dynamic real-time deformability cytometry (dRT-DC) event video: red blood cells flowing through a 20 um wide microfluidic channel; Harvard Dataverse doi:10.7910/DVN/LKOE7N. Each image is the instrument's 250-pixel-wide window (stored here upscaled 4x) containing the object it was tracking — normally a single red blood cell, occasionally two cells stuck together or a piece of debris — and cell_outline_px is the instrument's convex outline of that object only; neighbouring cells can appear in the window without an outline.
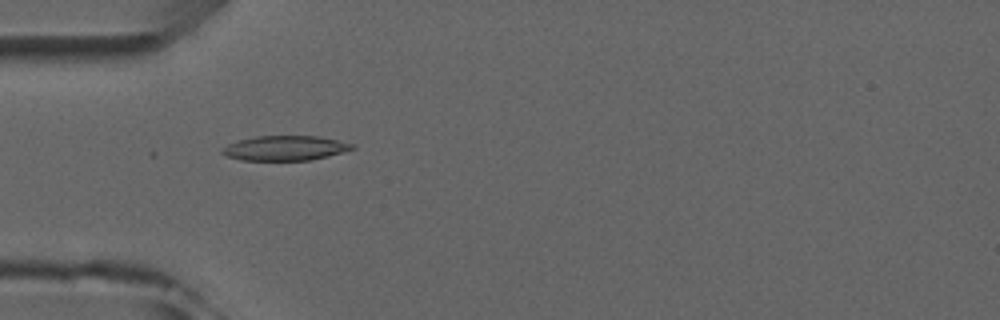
{"species": "common noctule bat (a hibernating species)", "species_latin": "Nyctalus noctula", "temperature_condition": "room temperature", "stored_images_in_passage": 2, "camera_frame_rate_fps": 3000, "um_per_image_px": 0.085, "animal": {"sex": "male", "forearm_length_mm": 52.5}, "frame": {"image": 1, "passage_image": 1, "time_ms": 0.0, "image_size_px": [1000, 320], "cell_outline_px": [[356, 148], [328, 156], [312, 160], [240, 160], [228, 156], [220, 152], [228, 144], [240, 140], [256, 136], [316, 136], [356, 144]], "centroid_in_image_um": [24.26, 12.59], "position_along_channel_um": 60.7, "area_um2": 18.61}}